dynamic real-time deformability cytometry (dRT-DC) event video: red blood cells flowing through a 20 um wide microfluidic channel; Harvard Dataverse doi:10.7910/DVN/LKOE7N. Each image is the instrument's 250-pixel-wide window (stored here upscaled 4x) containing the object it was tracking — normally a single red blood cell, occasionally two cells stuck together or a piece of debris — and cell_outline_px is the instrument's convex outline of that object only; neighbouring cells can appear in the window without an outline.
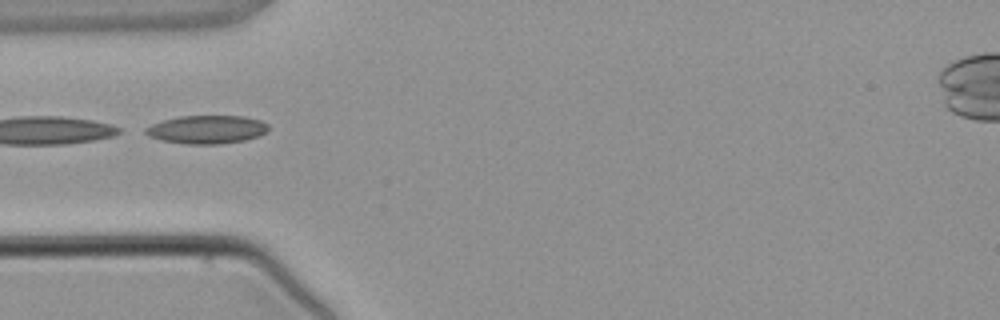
{"species": "common noctule bat (a hibernating species)", "species_latin": "Nyctalus noctula", "temperature_condition": "warm", "stored_images_in_passage": 4, "camera_frame_rate_fps": 3000, "um_per_image_px": 0.085, "animal": {"sex": "male", "body_mass_g": 21.5, "forearm_length_mm": 52.0}, "frame": {"image": 1, "passage_image": 4, "time_ms": 3.667, "image_size_px": [1000, 320], "cell_outline_px": [[268, 128], [260, 136], [244, 140], [220, 144], [184, 144], [160, 140], [148, 136], [144, 132], [144, 128], [152, 124], [164, 120], [180, 116], [244, 116], [260, 120], [268, 124]], "centroid_in_image_um": [17.55, 11.01], "position_along_channel_um": 67.4, "area_um2": 20.29}}